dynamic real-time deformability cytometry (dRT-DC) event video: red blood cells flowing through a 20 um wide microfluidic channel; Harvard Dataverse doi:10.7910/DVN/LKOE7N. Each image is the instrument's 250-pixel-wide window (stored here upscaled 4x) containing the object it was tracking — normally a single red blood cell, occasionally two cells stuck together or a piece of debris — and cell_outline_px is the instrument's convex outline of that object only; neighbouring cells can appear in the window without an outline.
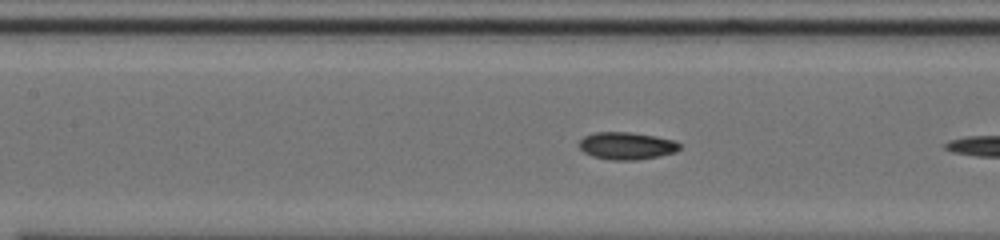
{"species": "common noctule bat (a hibernating species)", "species_latin": "Nyctalus noctula", "temperature_condition": "cold", "stored_images_in_passage": 20, "camera_frame_rate_fps": 3000, "um_per_image_px": 0.085, "animal": {"sex": "male", "body_mass_g": 20.0, "forearm_length_mm": 53.3}, "frame": {"image": 1, "passage_image": 9, "time_ms": 2.667, "image_size_px": [1000, 240], "cell_outline_px": [[680, 148], [676, 152], [636, 160], [612, 160], [592, 156], [584, 152], [580, 148], [580, 140], [584, 136], [596, 132], [632, 132], [656, 136], [676, 140], [680, 144]], "centroid_in_image_um": [53.28, 12.38], "position_along_channel_um": 154.1, "area_um2": 16.01}}